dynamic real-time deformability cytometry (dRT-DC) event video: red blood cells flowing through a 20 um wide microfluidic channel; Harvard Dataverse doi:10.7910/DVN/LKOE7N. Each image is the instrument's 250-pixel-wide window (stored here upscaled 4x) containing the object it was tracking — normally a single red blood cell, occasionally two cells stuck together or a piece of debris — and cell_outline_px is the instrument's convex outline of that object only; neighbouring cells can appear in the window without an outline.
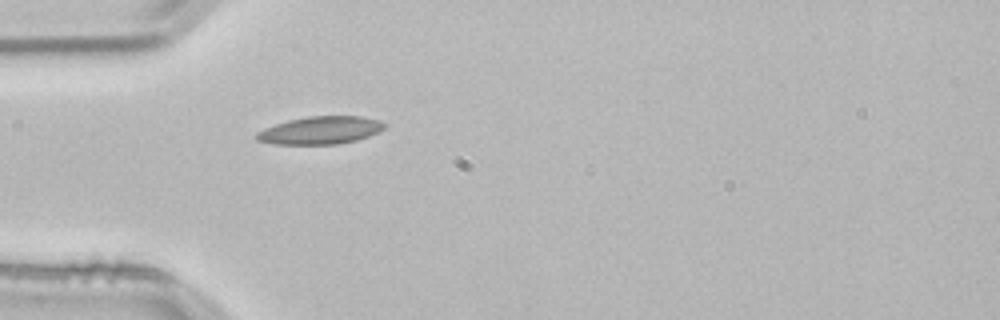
{"species": "common noctule bat (a hibernating species)", "species_latin": "Nyctalus noctula", "temperature_condition": "room temperature", "stored_images_in_passage": 14, "camera_frame_rate_fps": 3000, "um_per_image_px": 0.085, "animal": {"sex": "male", "body_mass_g": 21.5, "forearm_length_mm": 52.0}, "frame": {"image": 1, "passage_image": 1, "time_ms": 0.0, "image_size_px": [1000, 320], "cell_outline_px": [[384, 128], [380, 132], [356, 140], [336, 144], [272, 144], [256, 140], [256, 132], [264, 128], [288, 120], [308, 116], [364, 116], [380, 120], [384, 124]], "centroid_in_image_um": [27.23, 11.07], "position_along_channel_um": 57.8, "area_um2": 20.69}}